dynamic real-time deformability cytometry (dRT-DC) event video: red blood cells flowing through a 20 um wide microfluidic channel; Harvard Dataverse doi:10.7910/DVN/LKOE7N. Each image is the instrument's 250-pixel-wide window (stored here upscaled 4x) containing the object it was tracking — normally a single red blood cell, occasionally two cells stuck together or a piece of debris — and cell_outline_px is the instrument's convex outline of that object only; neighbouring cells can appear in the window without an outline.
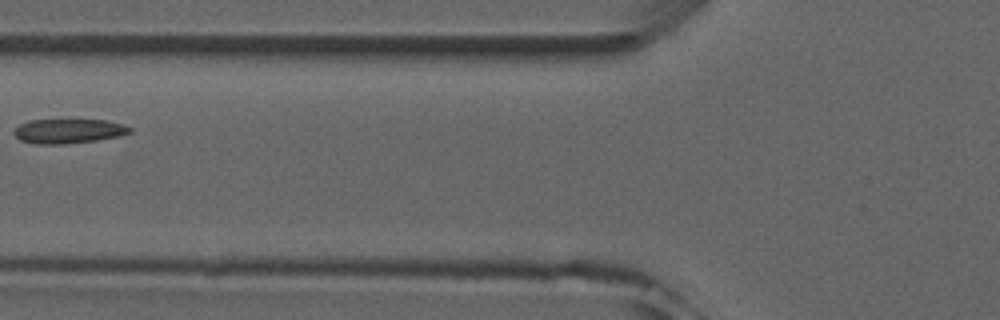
{"species": "common noctule bat (a hibernating species)", "species_latin": "Nyctalus noctula", "temperature_condition": "room temperature", "stored_images_in_passage": 5, "camera_frame_rate_fps": 3000, "um_per_image_px": 0.085, "animal": {"sex": "male", "forearm_length_mm": 52.5}, "frame": {"image": 1, "passage_image": 5, "time_ms": 4.333, "image_size_px": [1000, 320], "cell_outline_px": [[132, 132], [120, 136], [96, 140], [64, 144], [36, 144], [20, 140], [12, 132], [20, 124], [28, 120], [72, 116], [108, 120], [124, 124], [132, 128]], "centroid_in_image_um": [5.85, 11.07], "position_along_channel_um": 120.0, "area_um2": 17.74}}